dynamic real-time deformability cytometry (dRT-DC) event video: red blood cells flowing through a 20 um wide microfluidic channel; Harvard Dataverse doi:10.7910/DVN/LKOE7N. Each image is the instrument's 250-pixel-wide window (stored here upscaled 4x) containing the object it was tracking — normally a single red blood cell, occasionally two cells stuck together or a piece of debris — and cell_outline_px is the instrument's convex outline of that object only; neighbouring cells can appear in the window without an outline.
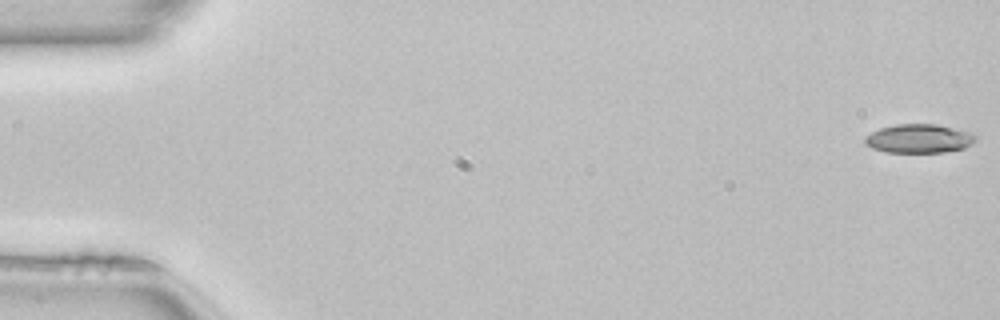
{"species": "common noctule bat (a hibernating species)", "species_latin": "Nyctalus noctula", "temperature_condition": "room temperature", "stored_images_in_passage": 50, "camera_frame_rate_fps": 3000, "um_per_image_px": 0.085, "animal": {"sex": "female", "body_mass_g": 22.7, "forearm_length_mm": 54.2}, "frame": {"image": 1, "passage_image": 1, "time_ms": 0.0, "image_size_px": [1000, 320], "cell_outline_px": [[976, 140], [972, 144], [964, 148], [944, 152], [884, 152], [872, 148], [864, 144], [864, 140], [872, 132], [880, 128], [896, 124], [936, 124], [972, 132], [976, 136]], "centroid_in_image_um": [78.13, 11.78], "position_along_channel_um": 6.9, "area_um2": 18.61}}
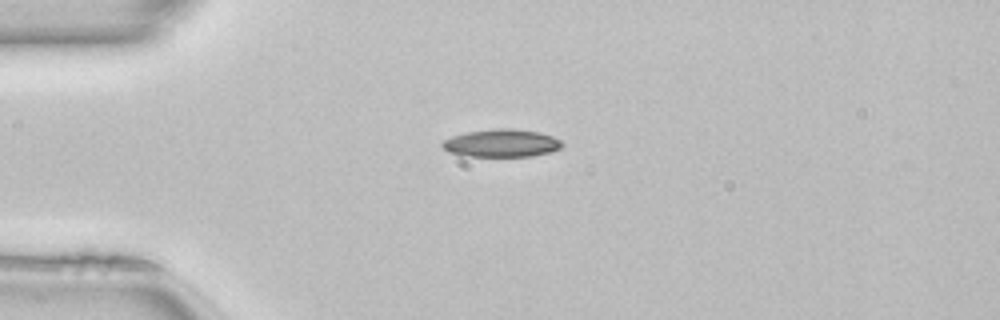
{"frame": {"image": 2, "passage_image": 13, "time_ms": 4.0, "image_size_px": [1000, 320], "cell_outline_px": [[564, 144], [560, 148], [552, 152], [532, 156], [464, 156], [448, 152], [440, 144], [444, 140], [452, 136], [464, 132], [496, 128], [512, 128], [540, 132], [552, 136], [560, 140]], "centroid_in_image_um": [42.63, 12.16], "position_along_channel_um": 42.4, "area_um2": 19.59}}
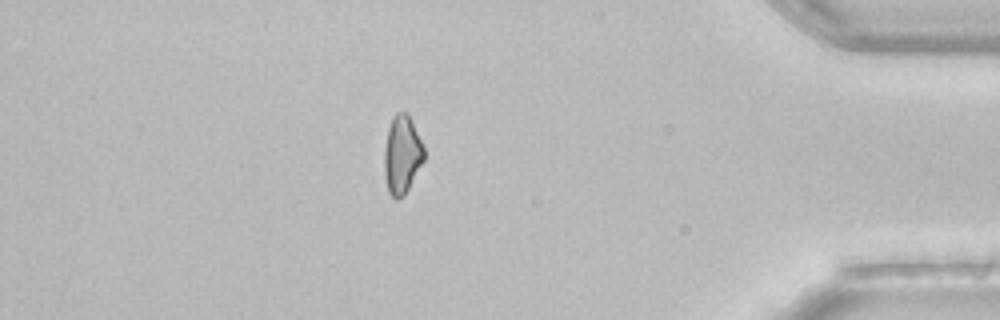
{"frame": {"image": 3, "passage_image": 44, "time_ms": 14.333, "image_size_px": [1000, 320], "cell_outline_px": [[424, 160], [404, 196], [396, 200], [388, 192], [384, 172], [384, 148], [388, 128], [392, 116], [396, 112], [408, 112], [412, 120], [424, 148]], "centroid_in_image_um": [34.16, 13.13], "position_along_channel_um": 401.0, "area_um2": 18.26}}